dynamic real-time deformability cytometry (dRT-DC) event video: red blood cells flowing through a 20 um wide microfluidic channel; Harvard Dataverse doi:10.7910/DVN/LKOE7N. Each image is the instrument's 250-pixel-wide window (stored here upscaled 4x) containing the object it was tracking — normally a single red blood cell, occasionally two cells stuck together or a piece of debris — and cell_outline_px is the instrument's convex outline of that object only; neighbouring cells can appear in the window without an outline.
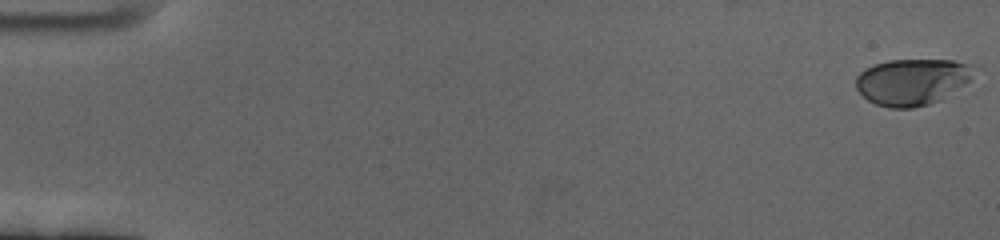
{"species": "human", "species_latin": "Homo sapiens", "temperature_condition": "cold", "stored_images_in_passage": 60, "camera_frame_rate_fps": 3000, "um_per_image_px": 0.085, "donor": {"sex": "female"}, "frame": {"image": 1, "passage_image": 1, "time_ms": 0.0, "image_size_px": [1000, 240], "cell_outline_px": [[968, 80], [964, 84], [940, 100], [928, 104], [912, 108], [888, 108], [876, 104], [868, 100], [856, 88], [856, 76], [864, 68], [888, 60], [952, 60], [964, 64], [968, 76]], "centroid_in_image_um": [77.38, 6.97], "position_along_channel_um": 7.6, "area_um2": 30.98}}
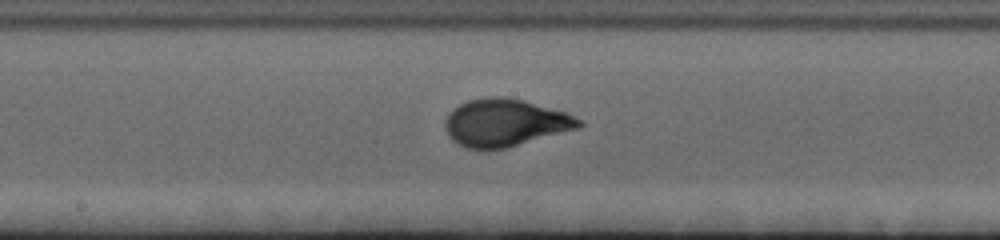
{"frame": {"image": 2, "passage_image": 33, "time_ms": 10.667, "image_size_px": [1000, 240], "cell_outline_px": [[584, 124], [580, 128], [504, 148], [464, 148], [456, 144], [448, 136], [444, 128], [444, 120], [452, 108], [468, 100], [488, 96], [504, 96], [524, 100], [568, 112], [580, 120]], "centroid_in_image_um": [42.91, 10.41], "position_along_channel_um": 205.3, "area_um2": 37.22}}
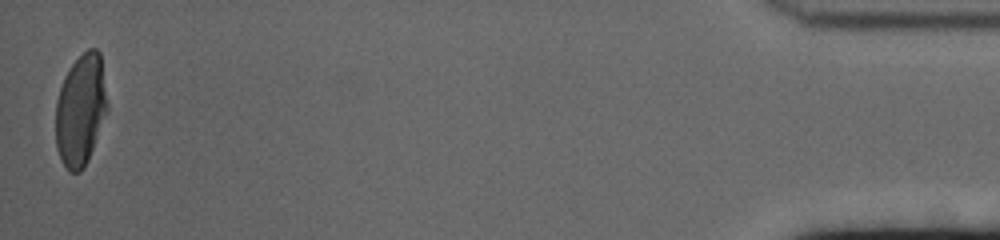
{"frame": {"image": 3, "passage_image": 60, "time_ms": 19.667, "image_size_px": [1000, 240], "cell_outline_px": [[108, 108], [88, 160], [84, 168], [80, 172], [68, 172], [56, 148], [56, 100], [64, 76], [72, 64], [88, 48], [96, 48], [100, 52], [108, 104]], "centroid_in_image_um": [6.86, 9.35], "position_along_channel_um": 428.3, "area_um2": 33.47}, "authors_computed_cell_mechanics": {"area_um2": 34.1309, "velocity_mm_per_s": 3.4118, "shape_relaxation_time_tau1_ms": 4.1057, "shape_relaxation_time_tau2_ms": null, "deformation_change_tau1": 0.1758, "deformation_change_tau2": null}}